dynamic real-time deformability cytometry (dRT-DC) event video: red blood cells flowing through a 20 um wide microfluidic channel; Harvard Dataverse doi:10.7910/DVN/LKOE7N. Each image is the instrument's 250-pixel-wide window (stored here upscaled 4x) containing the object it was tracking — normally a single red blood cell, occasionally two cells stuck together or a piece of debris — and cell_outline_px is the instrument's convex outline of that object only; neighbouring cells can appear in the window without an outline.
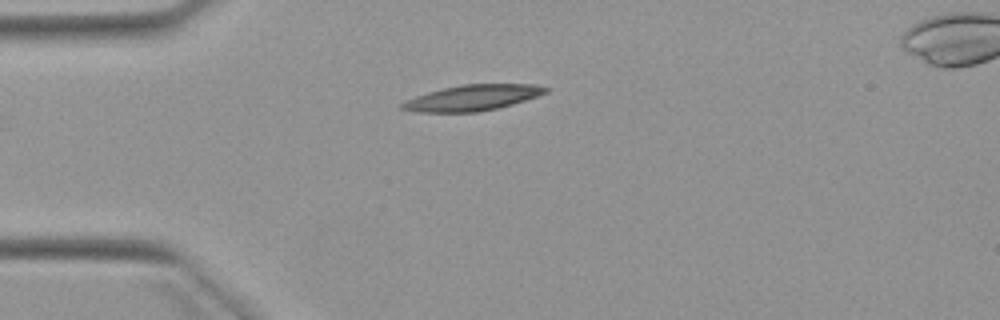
{"species": "Egyptian fruit bat (a non-hibernating species)", "species_latin": "Rousettus aegyptiacus", "temperature_condition": "warm", "stored_images_in_passage": 5, "camera_frame_rate_fps": 3000, "um_per_image_px": 0.085, "animal": {"sex": "female"}, "frame": {"image": 1, "passage_image": 5, "time_ms": 4.667, "image_size_px": [1000, 320], "cell_outline_px": [[548, 92], [512, 104], [496, 108], [476, 112], [416, 112], [400, 108], [400, 104], [416, 96], [428, 92], [444, 88], [464, 84], [536, 84], [548, 88]], "centroid_in_image_um": [40.16, 8.31], "position_along_channel_um": 44.8, "area_um2": 21.21}}